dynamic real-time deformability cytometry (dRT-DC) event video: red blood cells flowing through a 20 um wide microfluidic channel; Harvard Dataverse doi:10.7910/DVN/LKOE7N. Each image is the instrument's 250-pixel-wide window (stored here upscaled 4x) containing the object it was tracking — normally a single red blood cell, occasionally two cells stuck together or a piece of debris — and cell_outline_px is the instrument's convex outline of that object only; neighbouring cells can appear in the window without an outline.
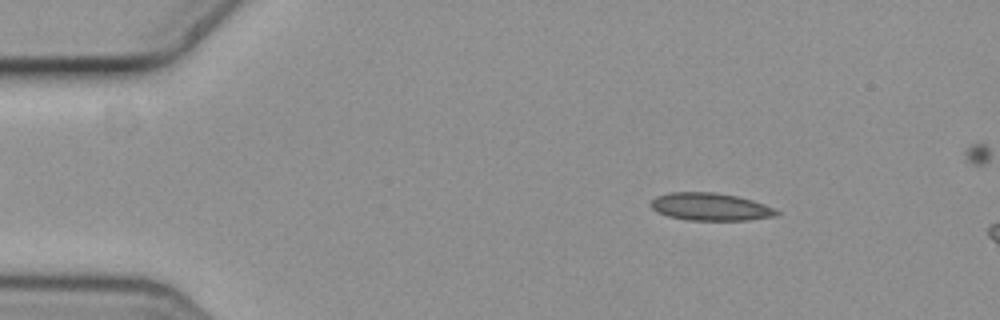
{"species": "common noctule bat (a hibernating species)", "species_latin": "Nyctalus noctula", "temperature_condition": "cold", "stored_images_in_passage": 4, "camera_frame_rate_fps": 3000, "um_per_image_px": 0.085, "animal": {"sex": "female", "body_mass_g": 19.3, "forearm_length_mm": 54.1}, "frame": {"image": 1, "passage_image": 2, "time_ms": 0.333, "image_size_px": [1000, 320], "cell_outline_px": [[780, 212], [776, 216], [748, 220], [684, 220], [668, 216], [656, 212], [652, 208], [652, 200], [656, 196], [672, 192], [712, 192], [736, 196], [752, 200], [764, 204]], "centroid_in_image_um": [60.36, 17.58], "position_along_channel_um": 24.6, "area_um2": 20.11}}